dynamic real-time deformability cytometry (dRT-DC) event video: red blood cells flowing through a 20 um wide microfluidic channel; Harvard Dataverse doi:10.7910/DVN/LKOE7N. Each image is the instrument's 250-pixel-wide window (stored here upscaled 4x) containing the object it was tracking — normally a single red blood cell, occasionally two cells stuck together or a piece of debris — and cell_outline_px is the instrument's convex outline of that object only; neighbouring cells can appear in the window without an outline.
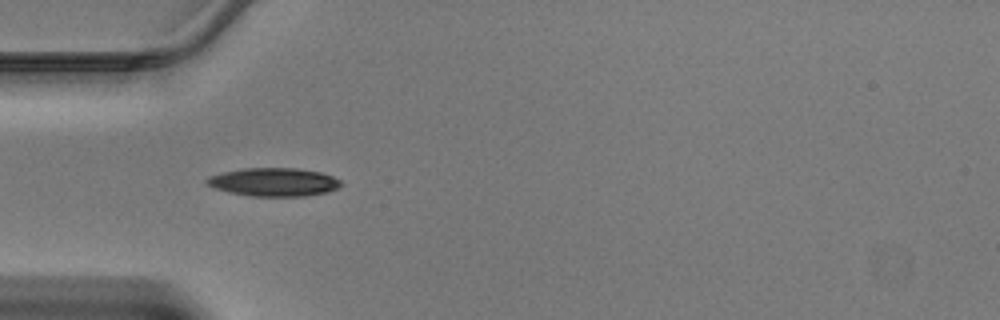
{"species": "Egyptian fruit bat (a non-hibernating species)", "species_latin": "Rousettus aegyptiacus", "temperature_condition": "warm", "stored_images_in_passage": 33, "camera_frame_rate_fps": 3000, "um_per_image_px": 0.085, "animal": {"sex": "male"}, "frame": {"image": 1, "passage_image": 1, "time_ms": 0.0, "image_size_px": [1000, 320], "cell_outline_px": [[344, 184], [328, 192], [304, 196], [252, 196], [232, 192], [216, 188], [208, 184], [204, 180], [208, 176], [224, 172], [244, 168], [296, 168], [320, 172], [332, 176], [340, 180]], "centroid_in_image_um": [23.3, 15.47], "position_along_channel_um": 61.7, "area_um2": 21.96}}
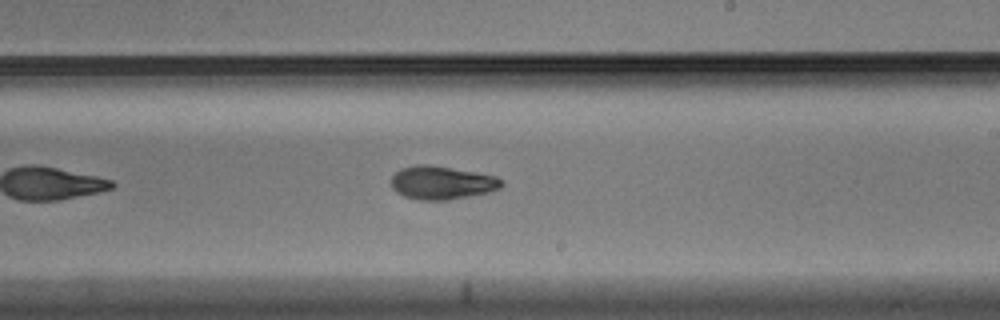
{"frame": {"image": 2, "passage_image": 14, "time_ms": 4.333, "image_size_px": [1000, 320], "cell_outline_px": [[504, 184], [500, 188], [488, 192], [448, 200], [420, 200], [404, 196], [396, 192], [392, 188], [392, 176], [400, 168], [416, 164], [428, 164], [476, 172], [496, 176], [504, 180]], "centroid_in_image_um": [37.56, 15.52], "position_along_channel_um": 251.4, "area_um2": 21.5}}
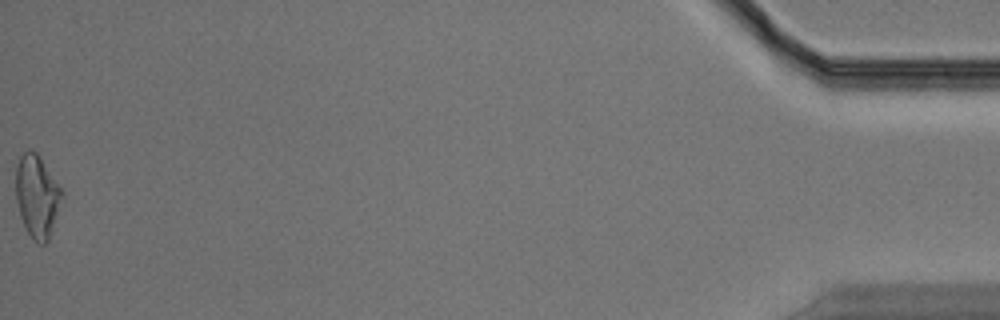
{"frame": {"image": 3, "passage_image": 33, "time_ms": 10.667, "image_size_px": [1000, 320], "cell_outline_px": [[64, 192], [48, 240], [44, 244], [40, 244], [28, 232], [20, 216], [16, 200], [16, 168], [20, 156], [28, 148], [32, 148], [36, 152]], "centroid_in_image_um": [3.14, 16.63], "position_along_channel_um": 432.1, "area_um2": 21.73}}